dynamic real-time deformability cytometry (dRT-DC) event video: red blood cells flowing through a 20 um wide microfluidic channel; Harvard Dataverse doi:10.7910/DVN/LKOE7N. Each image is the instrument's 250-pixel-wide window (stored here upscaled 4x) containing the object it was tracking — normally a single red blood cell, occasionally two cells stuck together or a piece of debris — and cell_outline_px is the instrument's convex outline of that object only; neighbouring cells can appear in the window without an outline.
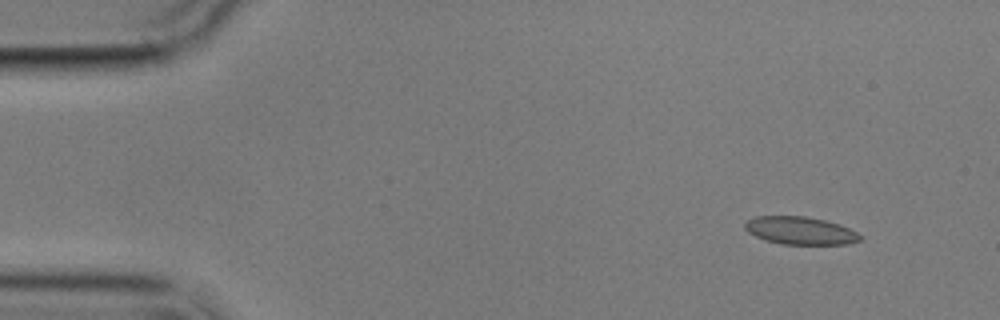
{"species": "common noctule bat (a hibernating species)", "species_latin": "Nyctalus noctula", "temperature_condition": "cold", "stored_images_in_passage": 9, "camera_frame_rate_fps": 3000, "um_per_image_px": 0.085, "animal": {"sex": "male", "body_mass_g": 17.9}, "frame": {"image": 1, "passage_image": 1, "time_ms": 0.0, "image_size_px": [1000, 320], "cell_outline_px": [[864, 236], [860, 240], [848, 244], [780, 244], [756, 236], [748, 232], [744, 228], [744, 224], [748, 220], [756, 216], [804, 216], [824, 220], [840, 224]], "centroid_in_image_um": [68.04, 19.6], "position_along_channel_um": 17.0, "area_um2": 18.55}}
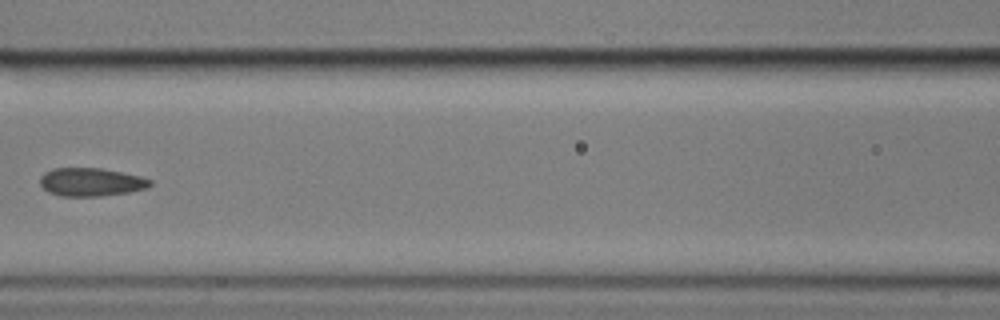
{"frame": {"image": 2, "passage_image": 6, "time_ms": 6.667, "image_size_px": [1000, 320], "cell_outline_px": [[152, 184], [148, 188], [128, 192], [100, 196], [60, 196], [48, 192], [40, 184], [40, 176], [44, 172], [52, 168], [100, 168], [140, 176], [152, 180]], "centroid_in_image_um": [7.72, 15.47], "position_along_channel_um": 158.9, "area_um2": 18.15}}
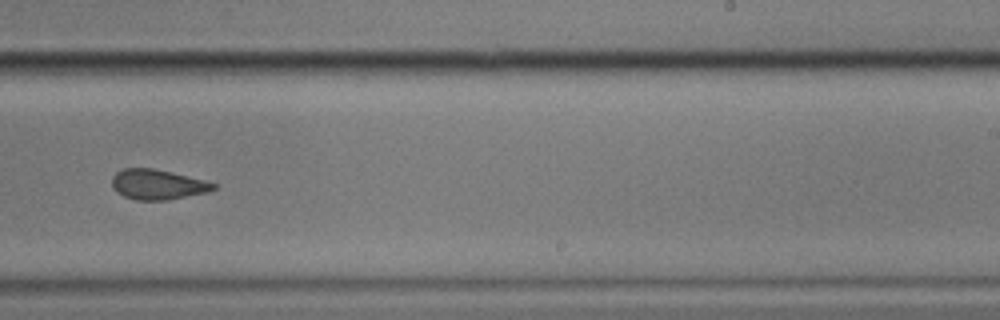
{"frame": {"image": 3, "passage_image": 9, "time_ms": 10.0, "image_size_px": [1000, 320], "cell_outline_px": [[216, 188], [208, 192], [164, 200], [136, 200], [124, 196], [116, 192], [112, 188], [112, 176], [116, 172], [124, 168], [152, 168], [204, 180], [216, 184]], "centroid_in_image_um": [13.35, 15.68], "position_along_channel_um": 275.7, "area_um2": 17.63}}